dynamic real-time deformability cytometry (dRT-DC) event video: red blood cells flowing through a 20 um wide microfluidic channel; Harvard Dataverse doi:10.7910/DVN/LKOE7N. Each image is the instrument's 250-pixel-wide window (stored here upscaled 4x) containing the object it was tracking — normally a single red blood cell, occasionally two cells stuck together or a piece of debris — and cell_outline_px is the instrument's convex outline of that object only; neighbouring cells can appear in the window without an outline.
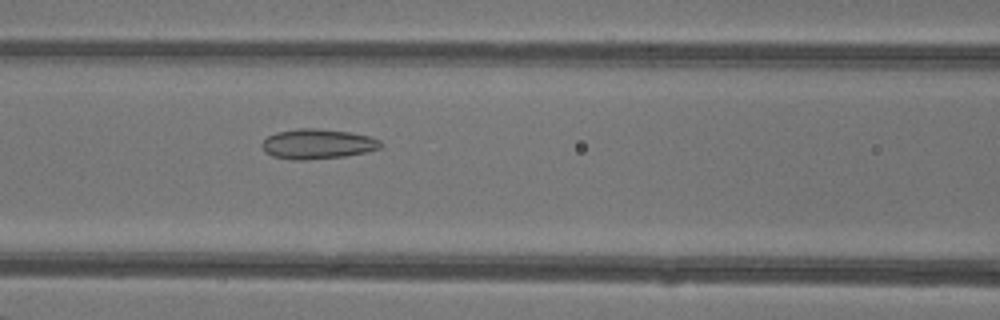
{"species": "common noctule bat (a hibernating species)", "species_latin": "Nyctalus noctula", "temperature_condition": "warm", "stored_images_in_passage": 43, "camera_frame_rate_fps": 3000, "um_per_image_px": 0.085, "animal": {"sex": "female"}, "frame": {"image": 1, "passage_image": 16, "time_ms": 5.0, "image_size_px": [1000, 320], "cell_outline_px": [[384, 144], [380, 148], [364, 152], [344, 156], [304, 160], [292, 160], [272, 156], [264, 152], [260, 144], [268, 136], [276, 132], [296, 128], [316, 128], [352, 132], [368, 136], [380, 140]], "centroid_in_image_um": [26.96, 12.23], "position_along_channel_um": 139.6, "area_um2": 20.87}}
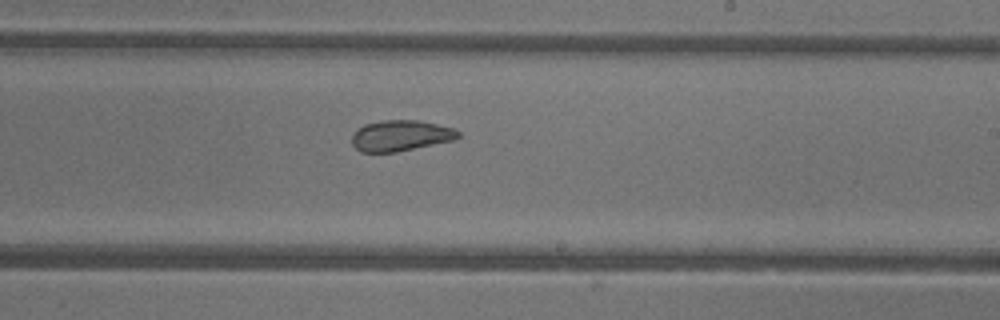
{"frame": {"image": 2, "passage_image": 24, "time_ms": 7.667, "image_size_px": [1000, 320], "cell_outline_px": [[460, 136], [456, 140], [396, 152], [360, 152], [352, 144], [352, 136], [364, 124], [380, 120], [420, 120], [452, 128], [460, 132]], "centroid_in_image_um": [34.08, 11.53], "position_along_channel_um": 254.9, "area_um2": 19.13}}
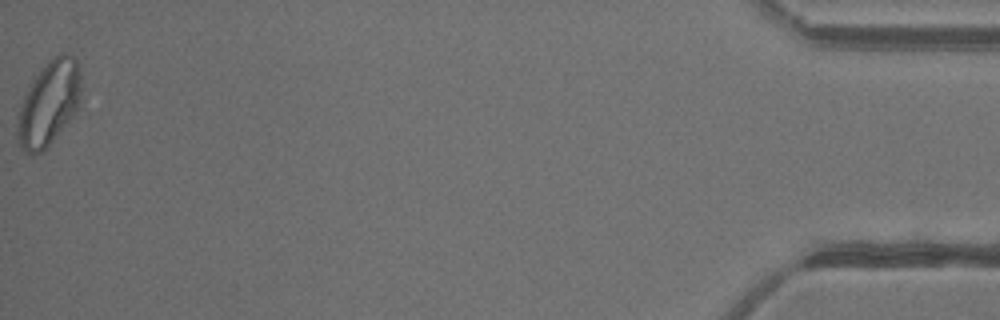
{"frame": {"image": 3, "passage_image": 43, "time_ms": 14.0, "image_size_px": [1000, 320], "cell_outline_px": [[80, 100], [76, 108], [68, 120], [44, 152], [28, 152], [20, 144], [16, 132], [16, 116], [24, 96], [40, 68], [60, 52], [64, 52], [76, 56], [80, 68]], "centroid_in_image_um": [4.15, 8.73], "position_along_channel_um": 431.0, "area_um2": 31.04}, "authors_computed_cell_mechanics": {"area_um2": 22.7732, "velocity_mm_per_s": 4.3413, "shape_relaxation_time_tau1_ms": null, "shape_relaxation_time_tau2_ms": 1.3122, "deformation_change_tau1": null, "deformation_change_tau2": 0.0761}}